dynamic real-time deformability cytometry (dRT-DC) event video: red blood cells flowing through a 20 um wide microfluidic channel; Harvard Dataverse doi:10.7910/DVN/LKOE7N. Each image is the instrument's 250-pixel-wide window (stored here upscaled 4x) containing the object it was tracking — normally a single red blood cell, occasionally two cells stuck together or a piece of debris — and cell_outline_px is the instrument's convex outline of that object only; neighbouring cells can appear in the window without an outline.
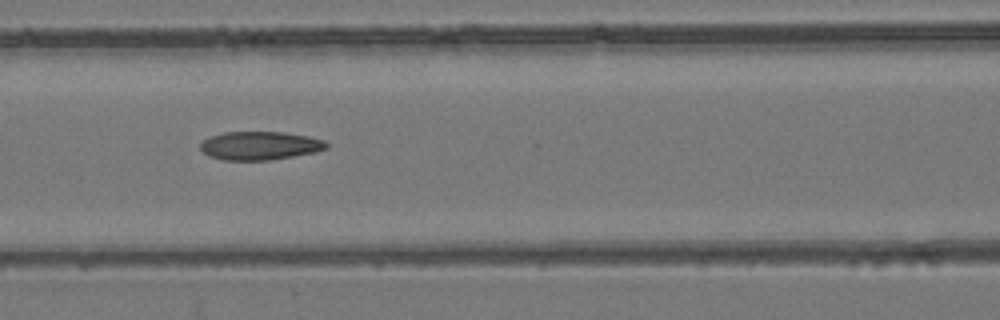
{"species": "common noctule bat (a hibernating species)", "species_latin": "Nyctalus noctula", "temperature_condition": "room temperature", "stored_images_in_passage": 7, "camera_frame_rate_fps": 3000, "um_per_image_px": 0.085, "animal": {"sex": "female", "body_mass_g": 24.6, "forearm_length_mm": 56.2}, "frame": {"image": 1, "passage_image": 7, "time_ms": 2.0, "image_size_px": [1000, 320], "cell_outline_px": [[328, 148], [316, 152], [268, 160], [224, 160], [208, 156], [200, 148], [200, 144], [204, 140], [212, 136], [224, 132], [284, 132], [308, 136], [324, 140], [328, 144]], "centroid_in_image_um": [22.1, 12.38], "position_along_channel_um": 144.5, "area_um2": 20.81}}